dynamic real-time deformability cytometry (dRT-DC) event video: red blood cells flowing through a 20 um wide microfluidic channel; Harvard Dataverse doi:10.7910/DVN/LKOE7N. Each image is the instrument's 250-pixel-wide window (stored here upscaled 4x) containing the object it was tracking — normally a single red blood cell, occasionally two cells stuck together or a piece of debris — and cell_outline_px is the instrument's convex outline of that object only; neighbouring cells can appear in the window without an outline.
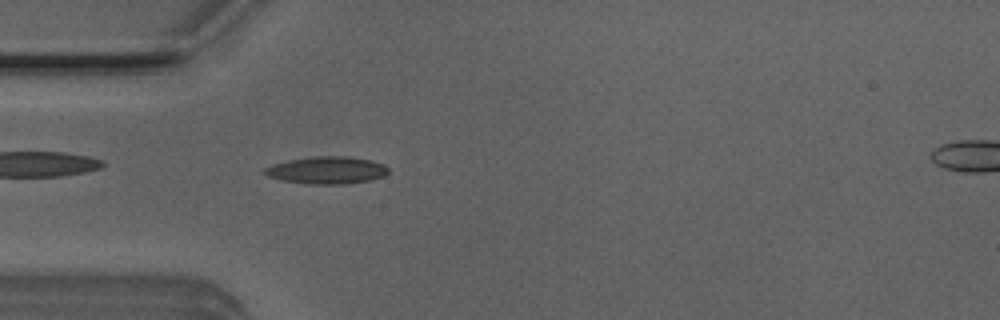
{"species": "Egyptian fruit bat (a non-hibernating species)", "species_latin": "Rousettus aegyptiacus", "temperature_condition": "room temperature", "stored_images_in_passage": 49, "camera_frame_rate_fps": 3000, "um_per_image_px": 0.085, "animal": {"sex": "male"}, "frame": {"image": 1, "passage_image": 12, "time_ms": 3.667, "image_size_px": [1000, 320], "cell_outline_px": [[388, 172], [384, 176], [368, 180], [344, 184], [312, 184], [284, 180], [268, 176], [264, 172], [264, 168], [272, 164], [288, 160], [312, 156], [348, 156], [372, 160], [384, 164], [388, 168]], "centroid_in_image_um": [27.8, 14.45], "position_along_channel_um": 57.2, "area_um2": 19.59}}
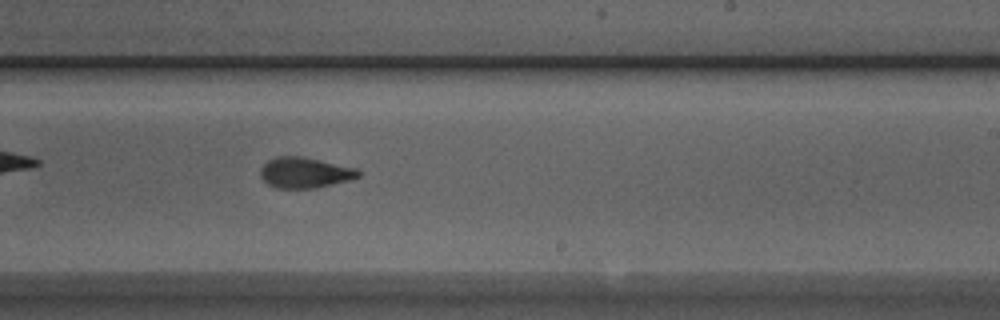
{"frame": {"image": 2, "passage_image": 28, "time_ms": 9.0, "image_size_px": [1000, 320], "cell_outline_px": [[360, 176], [348, 180], [316, 188], [276, 188], [268, 184], [260, 176], [260, 168], [268, 160], [276, 156], [300, 156], [356, 168], [360, 172]], "centroid_in_image_um": [25.87, 14.67], "position_along_channel_um": 263.1, "area_um2": 17.34}}
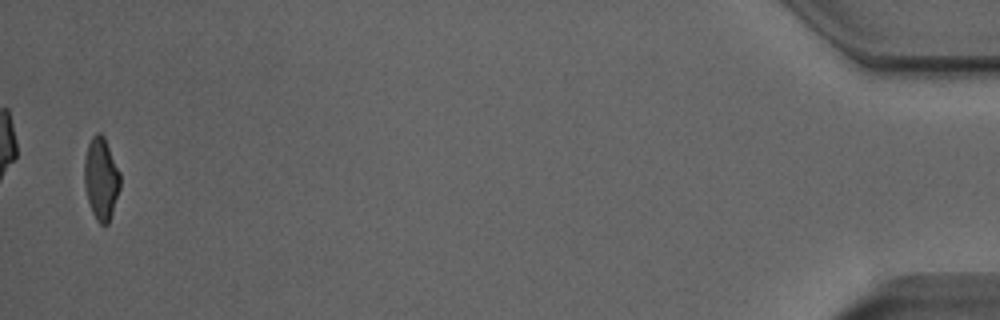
{"frame": {"image": 3, "passage_image": 48, "time_ms": 15.667, "image_size_px": [1000, 320], "cell_outline_px": [[120, 188], [108, 224], [100, 224], [96, 220], [92, 212], [88, 200], [84, 184], [84, 160], [88, 144], [92, 136], [96, 132], [100, 132], [104, 136], [120, 172]], "centroid_in_image_um": [8.59, 15.16], "position_along_channel_um": 426.6, "area_um2": 17.17}, "authors_computed_cell_mechanics": {"area_um2": 17.6868, "velocity_mm_per_s": 3.9182, "shape_relaxation_time_tau1_ms": 4.1064, "shape_relaxation_time_tau2_ms": 1.5483, "deformation_change_tau1": 0.1733, "deformation_change_tau2": 0.0815}}